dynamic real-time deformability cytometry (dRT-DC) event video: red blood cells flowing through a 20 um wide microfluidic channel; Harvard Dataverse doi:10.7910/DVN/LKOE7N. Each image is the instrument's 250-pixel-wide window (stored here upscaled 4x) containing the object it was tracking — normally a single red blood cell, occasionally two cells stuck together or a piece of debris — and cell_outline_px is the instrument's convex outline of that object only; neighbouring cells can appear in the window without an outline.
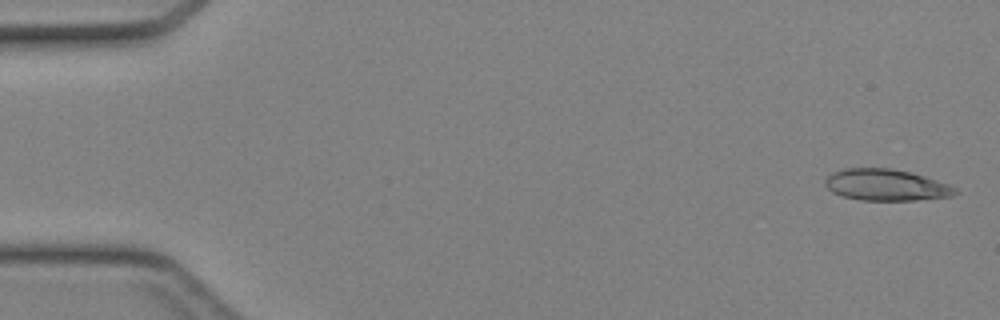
{"species": "Egyptian fruit bat (a non-hibernating species)", "species_latin": "Rousettus aegyptiacus", "temperature_condition": "cold", "stored_images_in_passage": 45, "camera_frame_rate_fps": 3000, "um_per_image_px": 0.085, "animal": {"sex": "female"}, "frame": {"image": 1, "passage_image": 1, "time_ms": 0.0, "image_size_px": [1000, 320], "cell_outline_px": [[960, 192], [952, 196], [916, 200], [860, 200], [844, 196], [832, 192], [824, 184], [824, 180], [832, 172], [844, 168], [892, 168], [912, 172], [948, 184], [956, 188]], "centroid_in_image_um": [75.32, 15.71], "position_along_channel_um": 9.7, "area_um2": 23.93}}
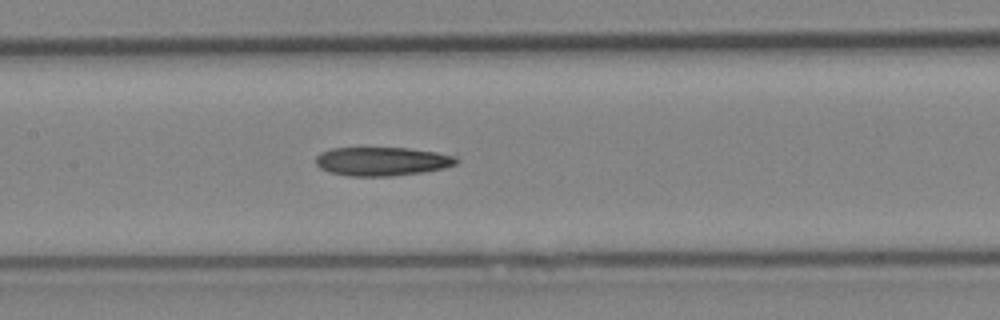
{"frame": {"image": 2, "passage_image": 21, "time_ms": 6.667, "image_size_px": [1000, 320], "cell_outline_px": [[460, 160], [456, 164], [444, 168], [424, 172], [392, 176], [348, 176], [332, 172], [320, 168], [316, 164], [316, 156], [320, 152], [332, 148], [408, 148], [436, 152], [456, 156]], "centroid_in_image_um": [32.5, 13.71], "position_along_channel_um": 174.9, "area_um2": 23.58}}
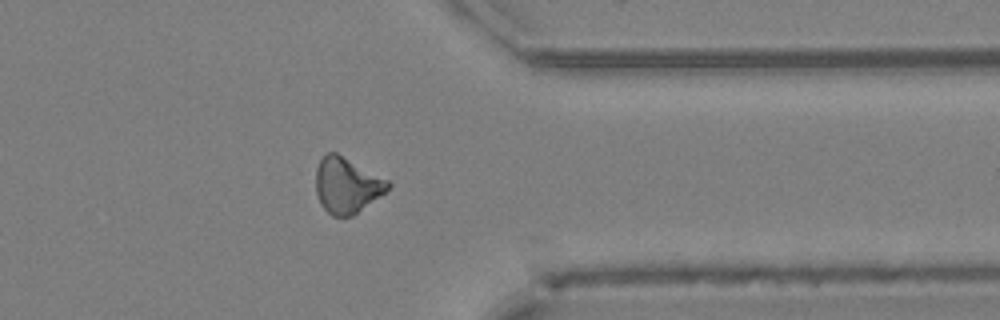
{"frame": {"image": 3, "passage_image": 35, "time_ms": 11.333, "image_size_px": [1000, 320], "cell_outline_px": [[392, 184], [384, 192], [352, 216], [332, 216], [320, 204], [316, 192], [316, 168], [320, 160], [328, 152], [336, 152], [388, 180]], "centroid_in_image_um": [29.45, 15.74], "position_along_channel_um": 382.0, "area_um2": 23.0}}